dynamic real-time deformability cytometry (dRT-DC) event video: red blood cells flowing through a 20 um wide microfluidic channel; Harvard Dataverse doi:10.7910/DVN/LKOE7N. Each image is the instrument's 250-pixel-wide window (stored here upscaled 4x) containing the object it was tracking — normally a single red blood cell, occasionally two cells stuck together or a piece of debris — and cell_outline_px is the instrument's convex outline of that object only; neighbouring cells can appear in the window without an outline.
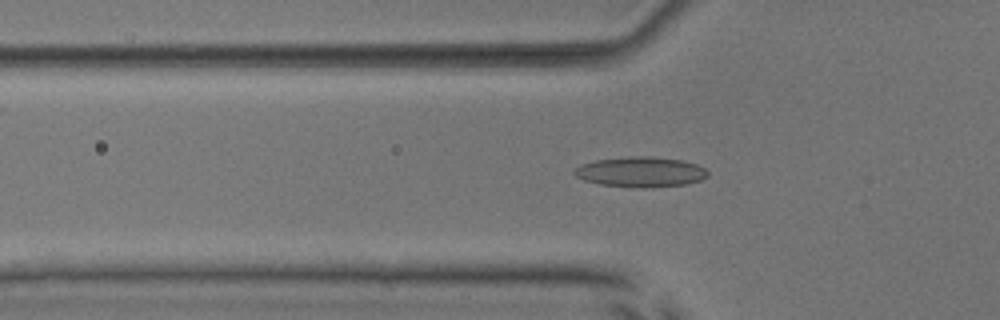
{"species": "common noctule bat (a hibernating species)", "species_latin": "Nyctalus noctula", "temperature_condition": "room temperature", "stored_images_in_passage": 47, "camera_frame_rate_fps": 3000, "um_per_image_px": 0.085, "animal": {"sex": "male", "body_mass_g": 17.9, "forearm_length_mm": 54.2}, "frame": {"image": 1, "passage_image": 18, "time_ms": 5.667, "image_size_px": [1000, 320], "cell_outline_px": [[708, 176], [700, 180], [684, 184], [640, 188], [600, 184], [584, 180], [576, 176], [572, 172], [580, 164], [596, 160], [628, 156], [648, 156], [680, 160], [696, 164], [704, 168], [708, 172]], "centroid_in_image_um": [54.42, 14.61], "position_along_channel_um": 71.4, "area_um2": 23.29}}
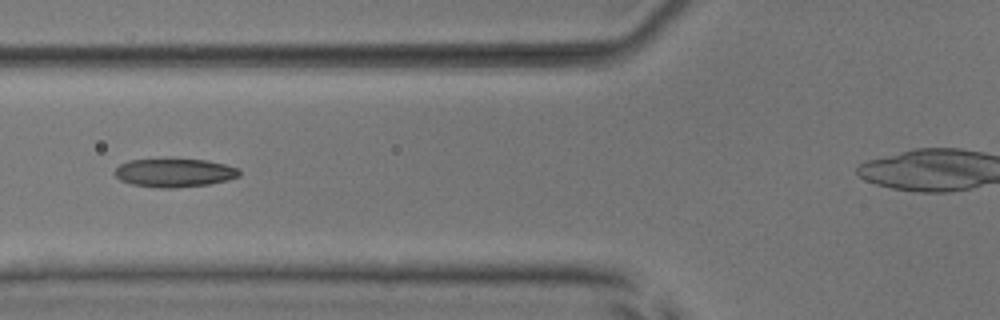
{"frame": {"image": 2, "passage_image": 21, "time_ms": 6.667, "image_size_px": [1000, 320], "cell_outline_px": [[240, 176], [228, 180], [208, 184], [172, 188], [160, 188], [132, 184], [120, 180], [112, 172], [120, 164], [128, 160], [172, 156], [208, 160], [240, 168]], "centroid_in_image_um": [14.81, 14.63], "position_along_channel_um": 111.0, "area_um2": 21.68}}
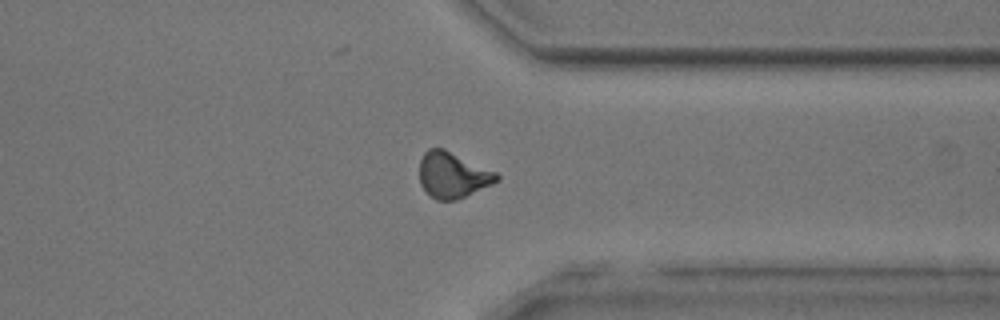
{"frame": {"image": 3, "passage_image": 41, "time_ms": 13.333, "image_size_px": [1000, 320], "cell_outline_px": [[500, 180], [492, 184], [456, 200], [436, 200], [420, 184], [420, 160], [424, 152], [428, 148], [444, 148], [496, 172], [500, 176]], "centroid_in_image_um": [38.48, 14.86], "position_along_channel_um": 372.9, "area_um2": 20.46}, "authors_computed_cell_mechanics": {"area_um2": 20.6346, "velocity_mm_per_s": 3.9593, "shape_relaxation_time_tau1_ms": 3.9162, "shape_relaxation_time_tau2_ms": 2.0234, "deformation_change_tau1": 0.1477, "deformation_change_tau2": 0.0854}}